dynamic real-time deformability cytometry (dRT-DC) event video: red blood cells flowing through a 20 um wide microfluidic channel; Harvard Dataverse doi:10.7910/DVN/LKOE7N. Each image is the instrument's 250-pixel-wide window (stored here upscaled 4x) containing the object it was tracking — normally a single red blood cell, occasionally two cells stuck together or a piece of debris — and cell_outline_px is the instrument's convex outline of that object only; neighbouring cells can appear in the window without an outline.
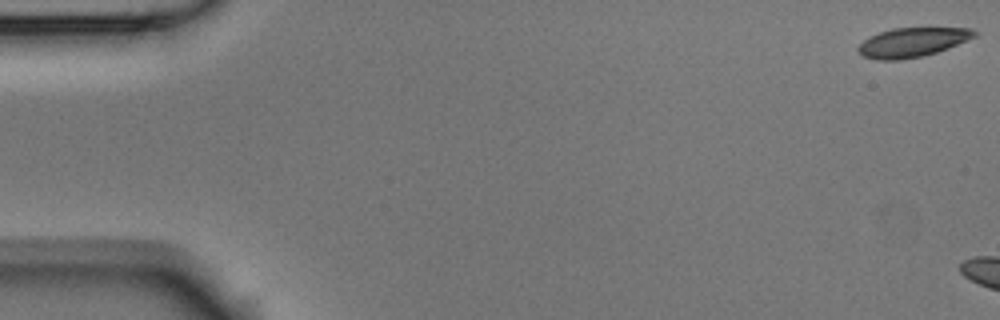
{"species": "Egyptian fruit bat (a non-hibernating species)", "species_latin": "Rousettus aegyptiacus", "temperature_condition": "room temperature", "stored_images_in_passage": 8, "camera_frame_rate_fps": 3000, "um_per_image_px": 0.085, "animal": {"sex": "male"}, "frame": {"image": 1, "passage_image": 1, "time_ms": 0.0, "image_size_px": [1000, 320], "cell_outline_px": [[976, 36], [948, 48], [936, 52], [920, 56], [900, 60], [876, 60], [864, 56], [856, 48], [868, 36], [892, 28], [972, 28], [976, 32]], "centroid_in_image_um": [77.52, 3.59], "position_along_channel_um": 7.5, "area_um2": 19.65}}